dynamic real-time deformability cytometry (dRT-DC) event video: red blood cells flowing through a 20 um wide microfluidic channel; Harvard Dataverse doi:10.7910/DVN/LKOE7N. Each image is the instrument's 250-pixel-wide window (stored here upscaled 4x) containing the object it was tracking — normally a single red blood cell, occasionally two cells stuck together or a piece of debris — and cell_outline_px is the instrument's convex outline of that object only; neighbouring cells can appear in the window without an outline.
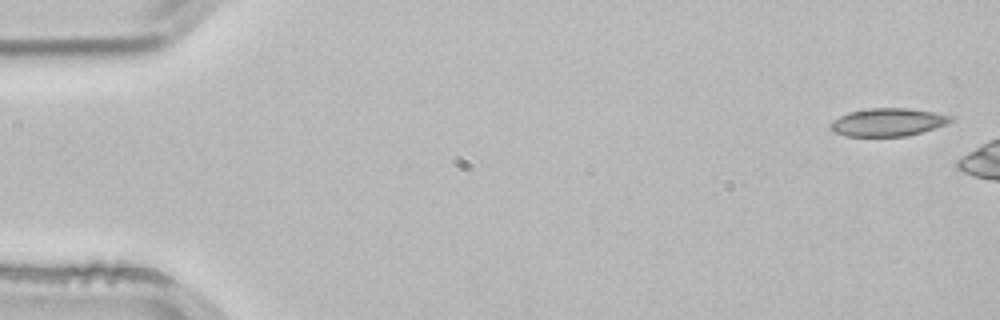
{"species": "common noctule bat (a hibernating species)", "species_latin": "Nyctalus noctula", "temperature_condition": "room temperature", "stored_images_in_passage": 5, "camera_frame_rate_fps": 3000, "um_per_image_px": 0.085, "animal": {"sex": "male", "body_mass_g": 21.5, "forearm_length_mm": 52.0}, "frame": {"image": 1, "passage_image": 1, "time_ms": 0.0, "image_size_px": [1000, 320], "cell_outline_px": [[952, 120], [944, 124], [920, 132], [904, 136], [848, 136], [836, 132], [828, 128], [828, 124], [832, 120], [848, 112], [868, 108], [908, 108], [936, 112], [952, 116]], "centroid_in_image_um": [75.41, 10.37], "position_along_channel_um": 9.6, "area_um2": 19.42}}